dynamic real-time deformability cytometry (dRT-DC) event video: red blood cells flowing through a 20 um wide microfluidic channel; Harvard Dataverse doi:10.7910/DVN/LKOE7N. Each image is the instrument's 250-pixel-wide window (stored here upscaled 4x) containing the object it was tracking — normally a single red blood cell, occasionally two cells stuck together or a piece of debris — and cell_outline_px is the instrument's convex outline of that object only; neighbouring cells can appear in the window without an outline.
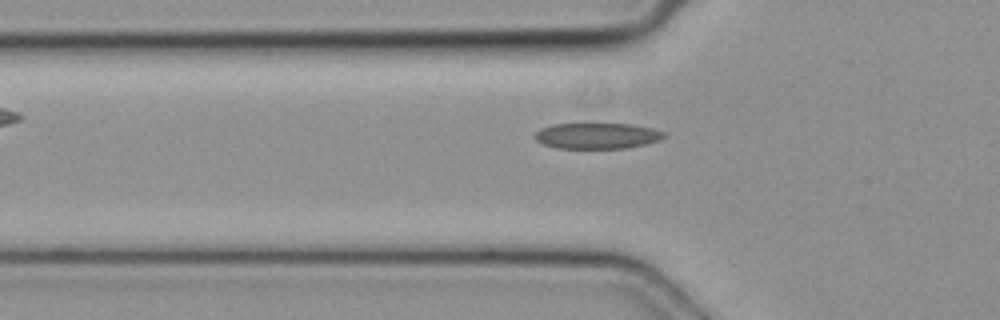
{"species": "common noctule bat (a hibernating species)", "species_latin": "Nyctalus noctula", "temperature_condition": "cold", "stored_images_in_passage": 5, "camera_frame_rate_fps": 3000, "um_per_image_px": 0.085, "animal": {"sex": "female", "body_mass_g": 19.3, "forearm_length_mm": 54.1}, "frame": {"image": 1, "passage_image": 2, "time_ms": 0.333, "image_size_px": [1000, 320], "cell_outline_px": [[664, 136], [660, 140], [628, 148], [556, 148], [544, 144], [536, 140], [532, 136], [540, 128], [556, 124], [628, 124], [652, 128], [664, 132]], "centroid_in_image_um": [50.72, 11.55], "position_along_channel_um": 75.1, "area_um2": 19.31}}